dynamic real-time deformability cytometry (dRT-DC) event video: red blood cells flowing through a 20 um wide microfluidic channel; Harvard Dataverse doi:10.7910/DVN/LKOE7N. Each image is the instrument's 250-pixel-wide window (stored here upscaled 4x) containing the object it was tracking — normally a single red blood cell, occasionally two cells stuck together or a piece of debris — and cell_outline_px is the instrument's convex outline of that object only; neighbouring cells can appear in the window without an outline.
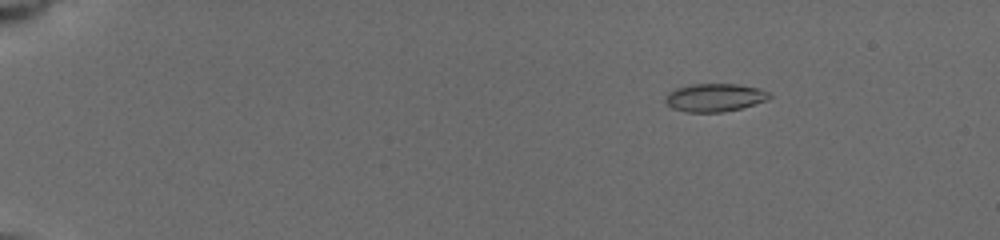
{"species": "common noctule bat (a hibernating species)", "species_latin": "Nyctalus noctula", "temperature_condition": "cold", "stored_images_in_passage": 25, "camera_frame_rate_fps": 3000, "um_per_image_px": 0.085, "animal": {"sex": "female", "body_mass_g": 19.5, "forearm_length_mm": 54.1}, "frame": {"image": 1, "passage_image": 6, "time_ms": 1.333, "image_size_px": [1000, 240], "cell_outline_px": [[772, 96], [768, 100], [740, 108], [720, 112], [684, 112], [672, 108], [664, 100], [664, 96], [668, 92], [676, 88], [692, 84], [736, 84], [760, 88], [768, 92]], "centroid_in_image_um": [60.73, 8.29], "position_along_channel_um": 24.3, "area_um2": 17.05}}
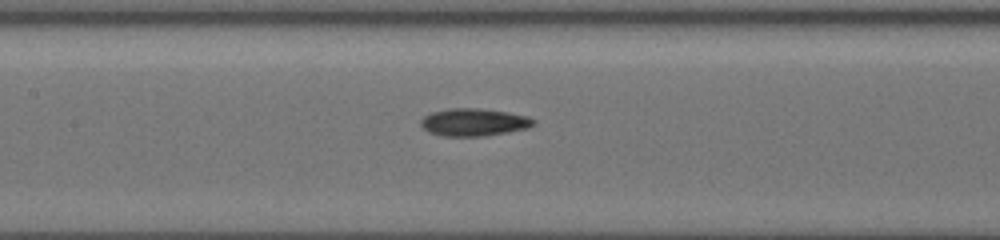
{"frame": {"image": 2, "passage_image": 23, "time_ms": 8.0, "image_size_px": [1000, 240], "cell_outline_px": [[536, 124], [528, 128], [508, 132], [484, 136], [444, 136], [428, 132], [420, 124], [420, 120], [424, 116], [432, 112], [448, 108], [476, 108], [504, 112], [528, 116], [536, 120]], "centroid_in_image_um": [40.28, 10.39], "position_along_channel_um": 167.1, "area_um2": 18.09}}
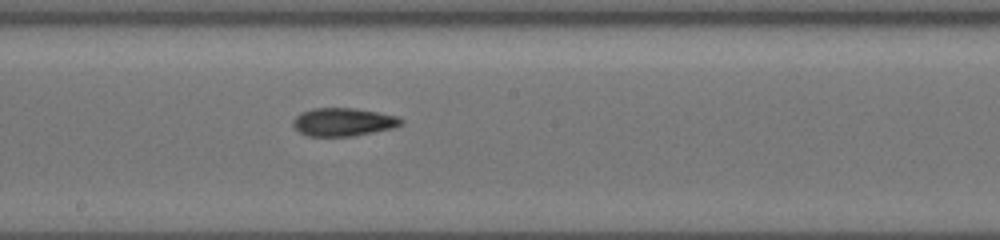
{"frame": {"image": 3, "passage_image": 25, "time_ms": 9.333, "image_size_px": [1000, 240], "cell_outline_px": [[404, 120], [400, 124], [392, 128], [352, 136], [308, 136], [300, 132], [292, 124], [292, 120], [296, 116], [304, 112], [316, 108], [352, 108], [376, 112], [396, 116]], "centroid_in_image_um": [29.15, 10.37], "position_along_channel_um": 219.0, "area_um2": 17.34}}